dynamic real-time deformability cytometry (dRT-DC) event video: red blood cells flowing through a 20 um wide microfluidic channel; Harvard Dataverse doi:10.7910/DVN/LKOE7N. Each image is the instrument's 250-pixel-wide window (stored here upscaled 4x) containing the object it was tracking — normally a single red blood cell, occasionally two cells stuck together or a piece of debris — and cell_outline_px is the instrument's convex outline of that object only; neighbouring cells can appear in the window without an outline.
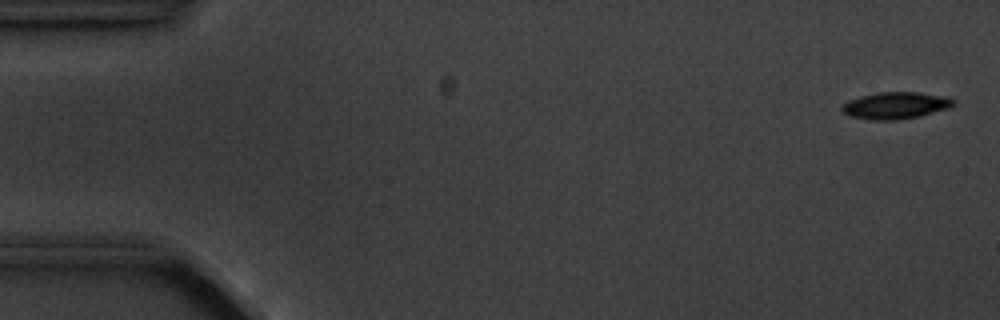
{"species": "common noctule bat (a hibernating species)", "species_latin": "Nyctalus noctula", "temperature_condition": "cold", "stored_images_in_passage": 6, "camera_frame_rate_fps": 3000, "um_per_image_px": 0.085, "animal": {"sex": "male", "body_mass_g": 20.1, "forearm_length_mm": 53.5}, "frame": {"image": 1, "passage_image": 1, "time_ms": 0.0, "image_size_px": [1000, 320], "cell_outline_px": [[956, 104], [948, 108], [916, 116], [896, 120], [872, 120], [848, 116], [840, 108], [848, 100], [860, 96], [880, 92], [920, 92], [940, 96], [956, 100]], "centroid_in_image_um": [76.08, 8.96], "position_along_channel_um": 8.9, "area_um2": 17.22}}
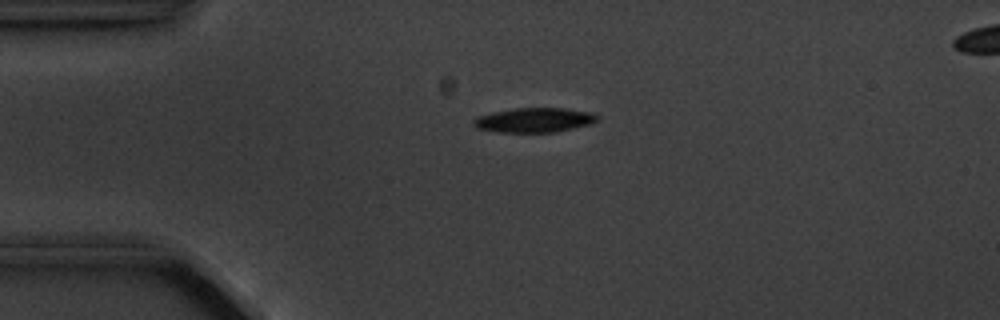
{"frame": {"image": 2, "passage_image": 4, "time_ms": 3.667, "image_size_px": [1000, 320], "cell_outline_px": [[600, 120], [588, 124], [556, 132], [496, 132], [476, 128], [472, 124], [472, 120], [476, 116], [492, 112], [516, 108], [564, 108], [592, 112], [600, 116]], "centroid_in_image_um": [45.39, 10.2], "position_along_channel_um": 39.6, "area_um2": 17.86}}